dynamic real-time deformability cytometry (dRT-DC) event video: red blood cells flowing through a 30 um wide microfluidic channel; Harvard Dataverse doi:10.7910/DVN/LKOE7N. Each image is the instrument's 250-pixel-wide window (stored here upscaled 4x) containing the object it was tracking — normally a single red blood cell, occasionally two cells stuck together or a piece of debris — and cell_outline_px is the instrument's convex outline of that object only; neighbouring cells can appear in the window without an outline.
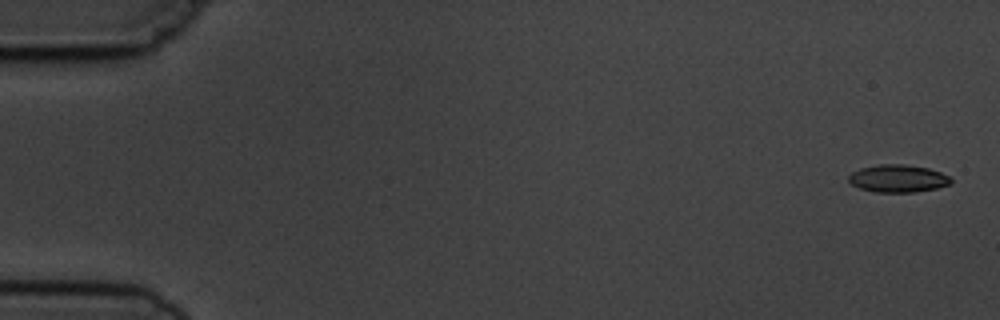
{"species": "common noctule bat (a hibernating species)", "species_latin": "Nyctalus noctula", "temperature_condition": "cold", "stored_images_in_passage": 5, "camera_frame_rate_fps": 3000, "um_per_image_px": 0.085, "animal": {"sex": "male", "body_mass_g": 19.5, "forearm_length_mm": 54.6}, "frame": {"image": 1, "passage_image": 1, "time_ms": 0.0, "image_size_px": [1000, 320], "cell_outline_px": [[952, 184], [936, 188], [916, 192], [872, 192], [860, 188], [852, 184], [848, 180], [848, 176], [852, 172], [860, 168], [880, 164], [904, 164], [928, 168], [940, 172], [948, 176], [952, 180]], "centroid_in_image_um": [76.32, 15.17], "position_along_channel_um": 8.7, "area_um2": 16.47}}
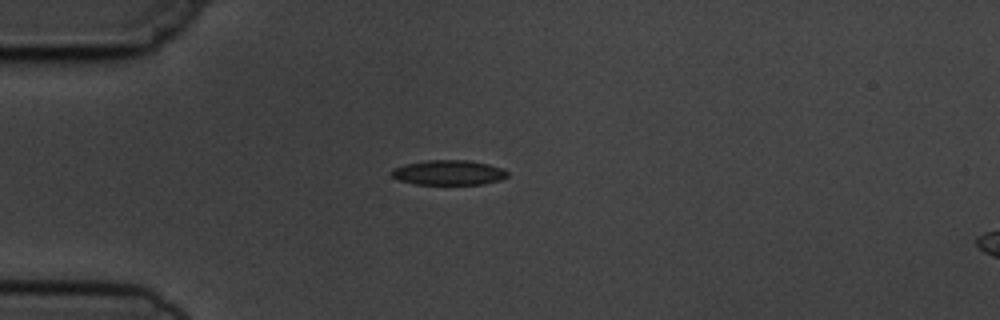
{"frame": {"image": 2, "passage_image": 5, "time_ms": 4.333, "image_size_px": [1000, 320], "cell_outline_px": [[508, 176], [500, 180], [484, 184], [416, 184], [400, 180], [392, 176], [392, 168], [404, 164], [428, 160], [468, 160], [488, 164], [504, 168], [508, 172]], "centroid_in_image_um": [38.16, 14.66], "position_along_channel_um": 46.8, "area_um2": 16.82}}